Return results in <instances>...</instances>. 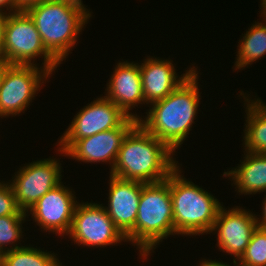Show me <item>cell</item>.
Instances as JSON below:
<instances>
[{
	"mask_svg": "<svg viewBox=\"0 0 266 266\" xmlns=\"http://www.w3.org/2000/svg\"><path fill=\"white\" fill-rule=\"evenodd\" d=\"M199 71L189 77L162 100L150 104L146 115L138 123L161 140L174 153L188 138L200 107ZM199 85V86H198ZM201 97V98H200ZM179 148V149H178Z\"/></svg>",
	"mask_w": 266,
	"mask_h": 266,
	"instance_id": "1",
	"label": "cell"
},
{
	"mask_svg": "<svg viewBox=\"0 0 266 266\" xmlns=\"http://www.w3.org/2000/svg\"><path fill=\"white\" fill-rule=\"evenodd\" d=\"M176 154L139 123L127 134L111 175L143 183L164 181L180 165Z\"/></svg>",
	"mask_w": 266,
	"mask_h": 266,
	"instance_id": "2",
	"label": "cell"
},
{
	"mask_svg": "<svg viewBox=\"0 0 266 266\" xmlns=\"http://www.w3.org/2000/svg\"><path fill=\"white\" fill-rule=\"evenodd\" d=\"M82 0H46L24 11L33 20L45 48L62 64L92 17ZM81 32V33H80Z\"/></svg>",
	"mask_w": 266,
	"mask_h": 266,
	"instance_id": "3",
	"label": "cell"
},
{
	"mask_svg": "<svg viewBox=\"0 0 266 266\" xmlns=\"http://www.w3.org/2000/svg\"><path fill=\"white\" fill-rule=\"evenodd\" d=\"M169 183L164 180L142 186L135 227L125 236L139 250L144 263L154 249L170 236H176Z\"/></svg>",
	"mask_w": 266,
	"mask_h": 266,
	"instance_id": "4",
	"label": "cell"
},
{
	"mask_svg": "<svg viewBox=\"0 0 266 266\" xmlns=\"http://www.w3.org/2000/svg\"><path fill=\"white\" fill-rule=\"evenodd\" d=\"M179 165L166 179L170 186L174 229L178 236L209 234L223 202L182 174Z\"/></svg>",
	"mask_w": 266,
	"mask_h": 266,
	"instance_id": "5",
	"label": "cell"
},
{
	"mask_svg": "<svg viewBox=\"0 0 266 266\" xmlns=\"http://www.w3.org/2000/svg\"><path fill=\"white\" fill-rule=\"evenodd\" d=\"M40 57V67L52 76L61 63L45 48L33 20L24 10L8 14L3 61L10 65L39 66L36 61Z\"/></svg>",
	"mask_w": 266,
	"mask_h": 266,
	"instance_id": "6",
	"label": "cell"
},
{
	"mask_svg": "<svg viewBox=\"0 0 266 266\" xmlns=\"http://www.w3.org/2000/svg\"><path fill=\"white\" fill-rule=\"evenodd\" d=\"M50 77L40 66L9 64L4 70L0 86L1 119L25 113Z\"/></svg>",
	"mask_w": 266,
	"mask_h": 266,
	"instance_id": "7",
	"label": "cell"
},
{
	"mask_svg": "<svg viewBox=\"0 0 266 266\" xmlns=\"http://www.w3.org/2000/svg\"><path fill=\"white\" fill-rule=\"evenodd\" d=\"M67 236L73 241L71 243L93 249L127 243L126 237L115 226L103 203L94 201L78 202Z\"/></svg>",
	"mask_w": 266,
	"mask_h": 266,
	"instance_id": "8",
	"label": "cell"
},
{
	"mask_svg": "<svg viewBox=\"0 0 266 266\" xmlns=\"http://www.w3.org/2000/svg\"><path fill=\"white\" fill-rule=\"evenodd\" d=\"M58 159L50 156L26 163L8 180L22 211L30 210L41 197L62 182L61 173L64 171Z\"/></svg>",
	"mask_w": 266,
	"mask_h": 266,
	"instance_id": "9",
	"label": "cell"
},
{
	"mask_svg": "<svg viewBox=\"0 0 266 266\" xmlns=\"http://www.w3.org/2000/svg\"><path fill=\"white\" fill-rule=\"evenodd\" d=\"M127 118L114 102L100 95L74 115L68 128L58 139L57 149L66 152L78 139L117 128Z\"/></svg>",
	"mask_w": 266,
	"mask_h": 266,
	"instance_id": "10",
	"label": "cell"
},
{
	"mask_svg": "<svg viewBox=\"0 0 266 266\" xmlns=\"http://www.w3.org/2000/svg\"><path fill=\"white\" fill-rule=\"evenodd\" d=\"M76 198L75 191L61 182L26 212L27 217L31 216L42 232L66 237L71 228L76 205L79 202Z\"/></svg>",
	"mask_w": 266,
	"mask_h": 266,
	"instance_id": "11",
	"label": "cell"
},
{
	"mask_svg": "<svg viewBox=\"0 0 266 266\" xmlns=\"http://www.w3.org/2000/svg\"><path fill=\"white\" fill-rule=\"evenodd\" d=\"M257 227L254 212L240 206L228 207V210L222 206L209 234H216L218 250L233 256V261L237 262Z\"/></svg>",
	"mask_w": 266,
	"mask_h": 266,
	"instance_id": "12",
	"label": "cell"
},
{
	"mask_svg": "<svg viewBox=\"0 0 266 266\" xmlns=\"http://www.w3.org/2000/svg\"><path fill=\"white\" fill-rule=\"evenodd\" d=\"M138 124V120L128 117L119 127L102 131L93 136L78 139L66 152L56 149L61 156L84 163H109L112 171L123 140Z\"/></svg>",
	"mask_w": 266,
	"mask_h": 266,
	"instance_id": "13",
	"label": "cell"
},
{
	"mask_svg": "<svg viewBox=\"0 0 266 266\" xmlns=\"http://www.w3.org/2000/svg\"><path fill=\"white\" fill-rule=\"evenodd\" d=\"M111 73L104 91L105 97L114 102L128 117L139 120L141 116L132 110L138 105L141 107L146 104L139 63L119 60Z\"/></svg>",
	"mask_w": 266,
	"mask_h": 266,
	"instance_id": "14",
	"label": "cell"
},
{
	"mask_svg": "<svg viewBox=\"0 0 266 266\" xmlns=\"http://www.w3.org/2000/svg\"><path fill=\"white\" fill-rule=\"evenodd\" d=\"M143 62V63H142ZM140 65L143 96L146 106L164 99L196 69L192 64L180 76L172 59L147 56Z\"/></svg>",
	"mask_w": 266,
	"mask_h": 266,
	"instance_id": "15",
	"label": "cell"
},
{
	"mask_svg": "<svg viewBox=\"0 0 266 266\" xmlns=\"http://www.w3.org/2000/svg\"><path fill=\"white\" fill-rule=\"evenodd\" d=\"M109 175L108 206L104 204V208L115 226L126 236L135 227L141 190L145 183Z\"/></svg>",
	"mask_w": 266,
	"mask_h": 266,
	"instance_id": "16",
	"label": "cell"
},
{
	"mask_svg": "<svg viewBox=\"0 0 266 266\" xmlns=\"http://www.w3.org/2000/svg\"><path fill=\"white\" fill-rule=\"evenodd\" d=\"M241 164L224 170L222 177L230 179L238 195L266 194V154L243 151ZM234 184V185H233Z\"/></svg>",
	"mask_w": 266,
	"mask_h": 266,
	"instance_id": "17",
	"label": "cell"
},
{
	"mask_svg": "<svg viewBox=\"0 0 266 266\" xmlns=\"http://www.w3.org/2000/svg\"><path fill=\"white\" fill-rule=\"evenodd\" d=\"M244 98L246 118L244 123L243 150L252 153L266 154V104L259 97L252 99L247 92L240 90ZM247 94V95H246Z\"/></svg>",
	"mask_w": 266,
	"mask_h": 266,
	"instance_id": "18",
	"label": "cell"
},
{
	"mask_svg": "<svg viewBox=\"0 0 266 266\" xmlns=\"http://www.w3.org/2000/svg\"><path fill=\"white\" fill-rule=\"evenodd\" d=\"M238 43L237 57L233 66V71H237V73L266 55V23L255 21L244 35L242 33V38Z\"/></svg>",
	"mask_w": 266,
	"mask_h": 266,
	"instance_id": "19",
	"label": "cell"
},
{
	"mask_svg": "<svg viewBox=\"0 0 266 266\" xmlns=\"http://www.w3.org/2000/svg\"><path fill=\"white\" fill-rule=\"evenodd\" d=\"M58 254L24 245L21 248L2 253V266H62Z\"/></svg>",
	"mask_w": 266,
	"mask_h": 266,
	"instance_id": "20",
	"label": "cell"
},
{
	"mask_svg": "<svg viewBox=\"0 0 266 266\" xmlns=\"http://www.w3.org/2000/svg\"><path fill=\"white\" fill-rule=\"evenodd\" d=\"M27 213L20 211L16 215L0 217V253L23 247L20 243L25 236L23 223L30 221ZM27 219V220H26ZM18 243V244H17ZM9 247V248H8Z\"/></svg>",
	"mask_w": 266,
	"mask_h": 266,
	"instance_id": "21",
	"label": "cell"
},
{
	"mask_svg": "<svg viewBox=\"0 0 266 266\" xmlns=\"http://www.w3.org/2000/svg\"><path fill=\"white\" fill-rule=\"evenodd\" d=\"M237 266H266V228L258 226L246 247L245 252L236 262Z\"/></svg>",
	"mask_w": 266,
	"mask_h": 266,
	"instance_id": "22",
	"label": "cell"
},
{
	"mask_svg": "<svg viewBox=\"0 0 266 266\" xmlns=\"http://www.w3.org/2000/svg\"><path fill=\"white\" fill-rule=\"evenodd\" d=\"M20 211L10 182L0 180V217L16 215Z\"/></svg>",
	"mask_w": 266,
	"mask_h": 266,
	"instance_id": "23",
	"label": "cell"
},
{
	"mask_svg": "<svg viewBox=\"0 0 266 266\" xmlns=\"http://www.w3.org/2000/svg\"><path fill=\"white\" fill-rule=\"evenodd\" d=\"M8 19V13L0 12V60H3V45L5 40V29Z\"/></svg>",
	"mask_w": 266,
	"mask_h": 266,
	"instance_id": "24",
	"label": "cell"
},
{
	"mask_svg": "<svg viewBox=\"0 0 266 266\" xmlns=\"http://www.w3.org/2000/svg\"><path fill=\"white\" fill-rule=\"evenodd\" d=\"M21 10L22 9L17 5L16 0H0V12L10 14Z\"/></svg>",
	"mask_w": 266,
	"mask_h": 266,
	"instance_id": "25",
	"label": "cell"
},
{
	"mask_svg": "<svg viewBox=\"0 0 266 266\" xmlns=\"http://www.w3.org/2000/svg\"><path fill=\"white\" fill-rule=\"evenodd\" d=\"M201 261H199V265L198 266H231L229 265V263L224 262V261H218V260H212V259H200ZM224 262V263H223ZM233 265L237 266V263L233 261ZM197 266V265H196Z\"/></svg>",
	"mask_w": 266,
	"mask_h": 266,
	"instance_id": "26",
	"label": "cell"
},
{
	"mask_svg": "<svg viewBox=\"0 0 266 266\" xmlns=\"http://www.w3.org/2000/svg\"><path fill=\"white\" fill-rule=\"evenodd\" d=\"M261 205H262L261 207L262 209L260 210L262 211L260 213L261 215L255 214V217H256L258 226L266 228V195H264V199L262 200Z\"/></svg>",
	"mask_w": 266,
	"mask_h": 266,
	"instance_id": "27",
	"label": "cell"
},
{
	"mask_svg": "<svg viewBox=\"0 0 266 266\" xmlns=\"http://www.w3.org/2000/svg\"><path fill=\"white\" fill-rule=\"evenodd\" d=\"M43 1H46V0H16V3L22 10H24L25 8H27L28 6L32 4L43 2Z\"/></svg>",
	"mask_w": 266,
	"mask_h": 266,
	"instance_id": "28",
	"label": "cell"
},
{
	"mask_svg": "<svg viewBox=\"0 0 266 266\" xmlns=\"http://www.w3.org/2000/svg\"><path fill=\"white\" fill-rule=\"evenodd\" d=\"M8 65V63L4 62L3 60H0V86L3 80L4 70Z\"/></svg>",
	"mask_w": 266,
	"mask_h": 266,
	"instance_id": "29",
	"label": "cell"
},
{
	"mask_svg": "<svg viewBox=\"0 0 266 266\" xmlns=\"http://www.w3.org/2000/svg\"><path fill=\"white\" fill-rule=\"evenodd\" d=\"M260 7H261L260 11H261V14H262V15L260 14V16H262V19H263L262 21H264L266 23V6H260Z\"/></svg>",
	"mask_w": 266,
	"mask_h": 266,
	"instance_id": "30",
	"label": "cell"
},
{
	"mask_svg": "<svg viewBox=\"0 0 266 266\" xmlns=\"http://www.w3.org/2000/svg\"><path fill=\"white\" fill-rule=\"evenodd\" d=\"M261 4L260 6H266V0H260Z\"/></svg>",
	"mask_w": 266,
	"mask_h": 266,
	"instance_id": "31",
	"label": "cell"
},
{
	"mask_svg": "<svg viewBox=\"0 0 266 266\" xmlns=\"http://www.w3.org/2000/svg\"><path fill=\"white\" fill-rule=\"evenodd\" d=\"M0 266H2V254L0 253Z\"/></svg>",
	"mask_w": 266,
	"mask_h": 266,
	"instance_id": "32",
	"label": "cell"
}]
</instances>
